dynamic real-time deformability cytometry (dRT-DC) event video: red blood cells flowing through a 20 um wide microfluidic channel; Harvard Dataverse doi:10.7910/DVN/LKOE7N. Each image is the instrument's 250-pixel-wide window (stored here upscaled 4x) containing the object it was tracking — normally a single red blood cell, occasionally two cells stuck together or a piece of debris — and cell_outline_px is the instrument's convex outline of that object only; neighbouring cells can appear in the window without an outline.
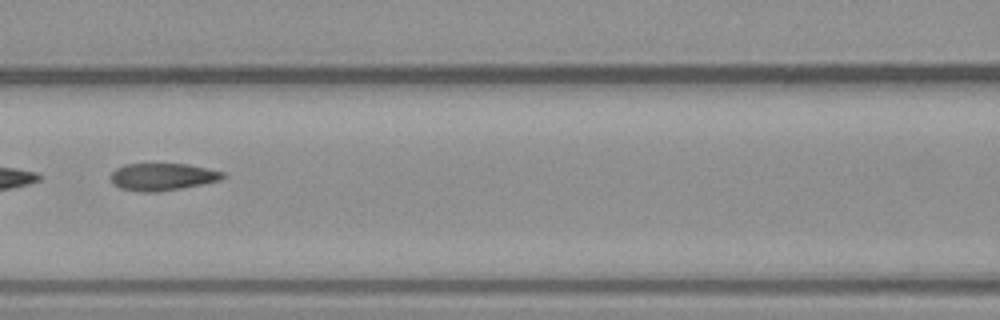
{"species": "common noctule bat (a hibernating species)", "species_latin": "Nyctalus noctula", "temperature_condition": "warm", "stored_images_in_passage": 7, "camera_frame_rate_fps": 3000, "um_per_image_px": 0.085, "animal": {"sex": "male", "body_mass_g": 23.1, "forearm_length_mm": 52.7}, "frame": {"image": 1, "passage_image": 5, "time_ms": 5.667, "image_size_px": [1000, 320], "cell_outline_px": [[224, 176], [220, 180], [180, 188], [156, 192], [144, 192], [120, 188], [112, 184], [112, 172], [116, 168], [124, 164], [188, 164], [208, 168], [224, 172]], "centroid_in_image_um": [13.79, 15.02], "position_along_channel_um": 152.8, "area_um2": 17.63}}
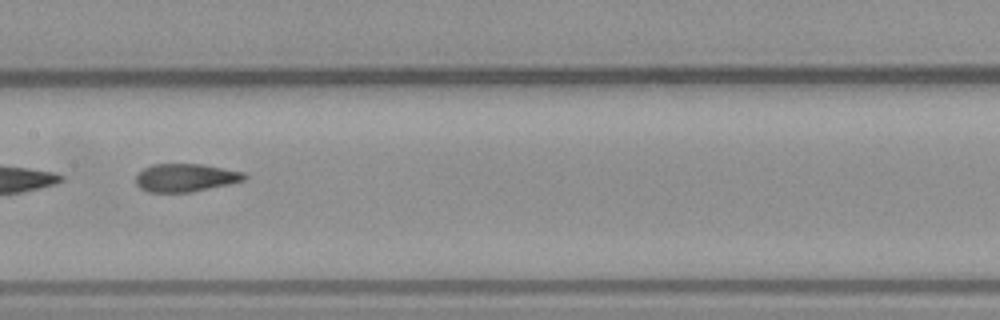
{"frame": {"image": 2, "passage_image": 6, "time_ms": 6.667, "image_size_px": [1000, 320], "cell_outline_px": [[248, 176], [244, 180], [228, 184], [192, 192], [148, 192], [140, 188], [136, 184], [136, 176], [144, 168], [152, 164], [204, 164], [244, 172]], "centroid_in_image_um": [15.77, 15.1], "position_along_channel_um": 191.6, "area_um2": 17.74}}
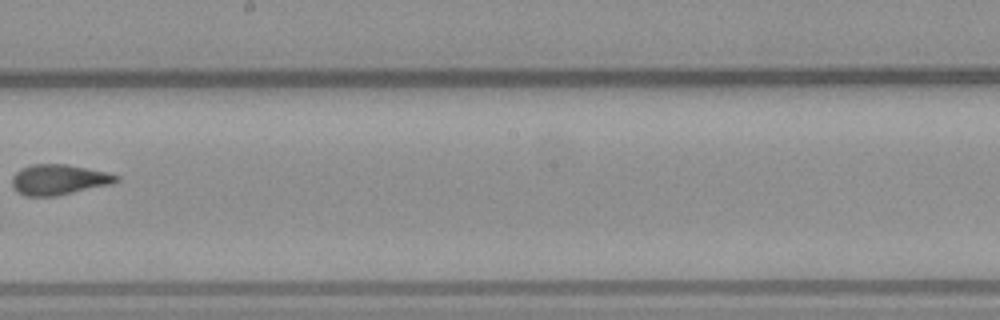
{"frame": {"image": 3, "passage_image": 7, "time_ms": 8.0, "image_size_px": [1000, 320], "cell_outline_px": [[120, 180], [112, 184], [56, 196], [24, 196], [16, 192], [12, 188], [12, 176], [20, 168], [32, 164], [68, 164], [108, 172], [120, 176]], "centroid_in_image_um": [4.99, 15.27], "position_along_channel_um": 243.2, "area_um2": 18.79}}